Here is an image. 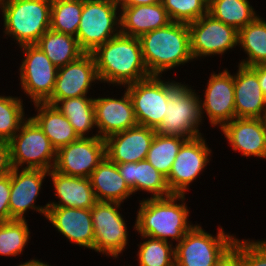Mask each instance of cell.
Wrapping results in <instances>:
<instances>
[{
  "label": "cell",
  "instance_id": "obj_1",
  "mask_svg": "<svg viewBox=\"0 0 266 266\" xmlns=\"http://www.w3.org/2000/svg\"><path fill=\"white\" fill-rule=\"evenodd\" d=\"M92 55L99 80L127 85L151 76L143 60L139 38L120 33Z\"/></svg>",
  "mask_w": 266,
  "mask_h": 266
},
{
  "label": "cell",
  "instance_id": "obj_2",
  "mask_svg": "<svg viewBox=\"0 0 266 266\" xmlns=\"http://www.w3.org/2000/svg\"><path fill=\"white\" fill-rule=\"evenodd\" d=\"M142 56L150 75H160L164 70L194 59L191 53L188 24L171 22L150 31L140 38Z\"/></svg>",
  "mask_w": 266,
  "mask_h": 266
},
{
  "label": "cell",
  "instance_id": "obj_3",
  "mask_svg": "<svg viewBox=\"0 0 266 266\" xmlns=\"http://www.w3.org/2000/svg\"><path fill=\"white\" fill-rule=\"evenodd\" d=\"M185 195H171L165 198H148L141 201L135 229L143 238L167 241L168 237L180 242L193 227L187 224L186 205L176 204L175 200L185 199Z\"/></svg>",
  "mask_w": 266,
  "mask_h": 266
},
{
  "label": "cell",
  "instance_id": "obj_4",
  "mask_svg": "<svg viewBox=\"0 0 266 266\" xmlns=\"http://www.w3.org/2000/svg\"><path fill=\"white\" fill-rule=\"evenodd\" d=\"M5 34L22 45L36 44L50 29L51 0H0Z\"/></svg>",
  "mask_w": 266,
  "mask_h": 266
},
{
  "label": "cell",
  "instance_id": "obj_5",
  "mask_svg": "<svg viewBox=\"0 0 266 266\" xmlns=\"http://www.w3.org/2000/svg\"><path fill=\"white\" fill-rule=\"evenodd\" d=\"M200 104L192 89L181 83L168 82L165 116L155 129L156 133L163 136H179L187 140L201 136L197 129L202 117Z\"/></svg>",
  "mask_w": 266,
  "mask_h": 266
},
{
  "label": "cell",
  "instance_id": "obj_6",
  "mask_svg": "<svg viewBox=\"0 0 266 266\" xmlns=\"http://www.w3.org/2000/svg\"><path fill=\"white\" fill-rule=\"evenodd\" d=\"M117 9L115 0H83L76 38L84 53L94 52L99 46L120 34V31L116 32L114 29L115 25L120 24V19L116 17Z\"/></svg>",
  "mask_w": 266,
  "mask_h": 266
},
{
  "label": "cell",
  "instance_id": "obj_7",
  "mask_svg": "<svg viewBox=\"0 0 266 266\" xmlns=\"http://www.w3.org/2000/svg\"><path fill=\"white\" fill-rule=\"evenodd\" d=\"M20 129V133H16L9 141L12 167L19 169V166L27 163L25 168L46 171L53 169L57 151L38 124L29 118L22 123Z\"/></svg>",
  "mask_w": 266,
  "mask_h": 266
},
{
  "label": "cell",
  "instance_id": "obj_8",
  "mask_svg": "<svg viewBox=\"0 0 266 266\" xmlns=\"http://www.w3.org/2000/svg\"><path fill=\"white\" fill-rule=\"evenodd\" d=\"M233 236L219 228L217 237L193 226L178 242L175 249V266H214L217 260L234 243Z\"/></svg>",
  "mask_w": 266,
  "mask_h": 266
},
{
  "label": "cell",
  "instance_id": "obj_9",
  "mask_svg": "<svg viewBox=\"0 0 266 266\" xmlns=\"http://www.w3.org/2000/svg\"><path fill=\"white\" fill-rule=\"evenodd\" d=\"M105 157V139L98 134L80 137L57 150L53 169L64 175L89 178Z\"/></svg>",
  "mask_w": 266,
  "mask_h": 266
},
{
  "label": "cell",
  "instance_id": "obj_10",
  "mask_svg": "<svg viewBox=\"0 0 266 266\" xmlns=\"http://www.w3.org/2000/svg\"><path fill=\"white\" fill-rule=\"evenodd\" d=\"M132 100L138 125L156 129L165 116L168 101V82L157 75L128 84L126 88Z\"/></svg>",
  "mask_w": 266,
  "mask_h": 266
},
{
  "label": "cell",
  "instance_id": "obj_11",
  "mask_svg": "<svg viewBox=\"0 0 266 266\" xmlns=\"http://www.w3.org/2000/svg\"><path fill=\"white\" fill-rule=\"evenodd\" d=\"M120 204L119 202L97 201L91 208L94 250L116 258L127 245L128 235L126 223L117 211Z\"/></svg>",
  "mask_w": 266,
  "mask_h": 266
},
{
  "label": "cell",
  "instance_id": "obj_12",
  "mask_svg": "<svg viewBox=\"0 0 266 266\" xmlns=\"http://www.w3.org/2000/svg\"><path fill=\"white\" fill-rule=\"evenodd\" d=\"M21 47L26 54L20 67L22 88L34 103L45 102L54 90L58 68L36 44Z\"/></svg>",
  "mask_w": 266,
  "mask_h": 266
},
{
  "label": "cell",
  "instance_id": "obj_13",
  "mask_svg": "<svg viewBox=\"0 0 266 266\" xmlns=\"http://www.w3.org/2000/svg\"><path fill=\"white\" fill-rule=\"evenodd\" d=\"M188 27L193 58L222 54L238 44V30L208 13L189 23Z\"/></svg>",
  "mask_w": 266,
  "mask_h": 266
},
{
  "label": "cell",
  "instance_id": "obj_14",
  "mask_svg": "<svg viewBox=\"0 0 266 266\" xmlns=\"http://www.w3.org/2000/svg\"><path fill=\"white\" fill-rule=\"evenodd\" d=\"M211 151L201 136L186 140L171 168L167 179L172 194L184 195L188 185L196 179L202 169L209 162Z\"/></svg>",
  "mask_w": 266,
  "mask_h": 266
},
{
  "label": "cell",
  "instance_id": "obj_15",
  "mask_svg": "<svg viewBox=\"0 0 266 266\" xmlns=\"http://www.w3.org/2000/svg\"><path fill=\"white\" fill-rule=\"evenodd\" d=\"M99 80L92 53L58 68L54 90L47 100H63L86 96L92 81Z\"/></svg>",
  "mask_w": 266,
  "mask_h": 266
},
{
  "label": "cell",
  "instance_id": "obj_16",
  "mask_svg": "<svg viewBox=\"0 0 266 266\" xmlns=\"http://www.w3.org/2000/svg\"><path fill=\"white\" fill-rule=\"evenodd\" d=\"M155 129L137 125L105 139L106 157L115 164L139 162L147 158Z\"/></svg>",
  "mask_w": 266,
  "mask_h": 266
},
{
  "label": "cell",
  "instance_id": "obj_17",
  "mask_svg": "<svg viewBox=\"0 0 266 266\" xmlns=\"http://www.w3.org/2000/svg\"><path fill=\"white\" fill-rule=\"evenodd\" d=\"M46 174L48 171L43 169L23 168L20 173L18 168L12 169L9 207L13 220H24L23 214L28 208L36 209L46 217L48 204L44 208L34 205Z\"/></svg>",
  "mask_w": 266,
  "mask_h": 266
},
{
  "label": "cell",
  "instance_id": "obj_18",
  "mask_svg": "<svg viewBox=\"0 0 266 266\" xmlns=\"http://www.w3.org/2000/svg\"><path fill=\"white\" fill-rule=\"evenodd\" d=\"M200 105L201 113L204 108L214 126L220 124L222 128L235 119L234 76L227 70L212 74L205 91V100Z\"/></svg>",
  "mask_w": 266,
  "mask_h": 266
},
{
  "label": "cell",
  "instance_id": "obj_19",
  "mask_svg": "<svg viewBox=\"0 0 266 266\" xmlns=\"http://www.w3.org/2000/svg\"><path fill=\"white\" fill-rule=\"evenodd\" d=\"M94 115L95 126L100 129L98 135L102 139L138 125L132 100L127 90L121 99H94Z\"/></svg>",
  "mask_w": 266,
  "mask_h": 266
},
{
  "label": "cell",
  "instance_id": "obj_20",
  "mask_svg": "<svg viewBox=\"0 0 266 266\" xmlns=\"http://www.w3.org/2000/svg\"><path fill=\"white\" fill-rule=\"evenodd\" d=\"M46 218L71 242L94 250L91 209L48 207Z\"/></svg>",
  "mask_w": 266,
  "mask_h": 266
},
{
  "label": "cell",
  "instance_id": "obj_21",
  "mask_svg": "<svg viewBox=\"0 0 266 266\" xmlns=\"http://www.w3.org/2000/svg\"><path fill=\"white\" fill-rule=\"evenodd\" d=\"M221 130L232 145L244 156L266 158V130L263 118H235Z\"/></svg>",
  "mask_w": 266,
  "mask_h": 266
},
{
  "label": "cell",
  "instance_id": "obj_22",
  "mask_svg": "<svg viewBox=\"0 0 266 266\" xmlns=\"http://www.w3.org/2000/svg\"><path fill=\"white\" fill-rule=\"evenodd\" d=\"M234 99L236 118L266 116V98L257 74L250 67L239 65L237 75L234 76Z\"/></svg>",
  "mask_w": 266,
  "mask_h": 266
},
{
  "label": "cell",
  "instance_id": "obj_23",
  "mask_svg": "<svg viewBox=\"0 0 266 266\" xmlns=\"http://www.w3.org/2000/svg\"><path fill=\"white\" fill-rule=\"evenodd\" d=\"M119 16L120 33L136 38L172 22L162 3L122 8Z\"/></svg>",
  "mask_w": 266,
  "mask_h": 266
},
{
  "label": "cell",
  "instance_id": "obj_24",
  "mask_svg": "<svg viewBox=\"0 0 266 266\" xmlns=\"http://www.w3.org/2000/svg\"><path fill=\"white\" fill-rule=\"evenodd\" d=\"M55 187L59 203H48V207H71L91 209L97 202L89 178L61 174L54 169L48 171Z\"/></svg>",
  "mask_w": 266,
  "mask_h": 266
},
{
  "label": "cell",
  "instance_id": "obj_25",
  "mask_svg": "<svg viewBox=\"0 0 266 266\" xmlns=\"http://www.w3.org/2000/svg\"><path fill=\"white\" fill-rule=\"evenodd\" d=\"M120 175L128 187L135 192L139 189L153 193L152 198H165L173 195L167 179L146 159L139 162L116 164ZM165 195V196H164Z\"/></svg>",
  "mask_w": 266,
  "mask_h": 266
},
{
  "label": "cell",
  "instance_id": "obj_26",
  "mask_svg": "<svg viewBox=\"0 0 266 266\" xmlns=\"http://www.w3.org/2000/svg\"><path fill=\"white\" fill-rule=\"evenodd\" d=\"M97 201L123 202L133 192L120 175L117 165L107 157L89 176Z\"/></svg>",
  "mask_w": 266,
  "mask_h": 266
},
{
  "label": "cell",
  "instance_id": "obj_27",
  "mask_svg": "<svg viewBox=\"0 0 266 266\" xmlns=\"http://www.w3.org/2000/svg\"><path fill=\"white\" fill-rule=\"evenodd\" d=\"M35 105L39 113L31 118L42 129L56 151L80 138L68 119L54 105L45 102H37Z\"/></svg>",
  "mask_w": 266,
  "mask_h": 266
},
{
  "label": "cell",
  "instance_id": "obj_28",
  "mask_svg": "<svg viewBox=\"0 0 266 266\" xmlns=\"http://www.w3.org/2000/svg\"><path fill=\"white\" fill-rule=\"evenodd\" d=\"M50 61L57 67H63L84 54L75 36L55 32L49 29L36 43Z\"/></svg>",
  "mask_w": 266,
  "mask_h": 266
},
{
  "label": "cell",
  "instance_id": "obj_29",
  "mask_svg": "<svg viewBox=\"0 0 266 266\" xmlns=\"http://www.w3.org/2000/svg\"><path fill=\"white\" fill-rule=\"evenodd\" d=\"M45 103L54 105L68 119L79 137H85L84 134L96 125L94 99L81 96L63 100H46Z\"/></svg>",
  "mask_w": 266,
  "mask_h": 266
},
{
  "label": "cell",
  "instance_id": "obj_30",
  "mask_svg": "<svg viewBox=\"0 0 266 266\" xmlns=\"http://www.w3.org/2000/svg\"><path fill=\"white\" fill-rule=\"evenodd\" d=\"M241 44L248 55L247 61L239 65L252 67L266 64V22L257 17L238 31V44Z\"/></svg>",
  "mask_w": 266,
  "mask_h": 266
},
{
  "label": "cell",
  "instance_id": "obj_31",
  "mask_svg": "<svg viewBox=\"0 0 266 266\" xmlns=\"http://www.w3.org/2000/svg\"><path fill=\"white\" fill-rule=\"evenodd\" d=\"M208 14L238 31L257 18L247 0H208Z\"/></svg>",
  "mask_w": 266,
  "mask_h": 266
},
{
  "label": "cell",
  "instance_id": "obj_32",
  "mask_svg": "<svg viewBox=\"0 0 266 266\" xmlns=\"http://www.w3.org/2000/svg\"><path fill=\"white\" fill-rule=\"evenodd\" d=\"M186 140L179 136H163L156 133L146 160L167 178L173 162Z\"/></svg>",
  "mask_w": 266,
  "mask_h": 266
},
{
  "label": "cell",
  "instance_id": "obj_33",
  "mask_svg": "<svg viewBox=\"0 0 266 266\" xmlns=\"http://www.w3.org/2000/svg\"><path fill=\"white\" fill-rule=\"evenodd\" d=\"M83 10V0H51L50 29L77 35Z\"/></svg>",
  "mask_w": 266,
  "mask_h": 266
},
{
  "label": "cell",
  "instance_id": "obj_34",
  "mask_svg": "<svg viewBox=\"0 0 266 266\" xmlns=\"http://www.w3.org/2000/svg\"><path fill=\"white\" fill-rule=\"evenodd\" d=\"M29 239V229L24 220L0 222V255L16 256L22 253Z\"/></svg>",
  "mask_w": 266,
  "mask_h": 266
},
{
  "label": "cell",
  "instance_id": "obj_35",
  "mask_svg": "<svg viewBox=\"0 0 266 266\" xmlns=\"http://www.w3.org/2000/svg\"><path fill=\"white\" fill-rule=\"evenodd\" d=\"M22 105L21 99L0 96V140L9 142L20 130L24 123Z\"/></svg>",
  "mask_w": 266,
  "mask_h": 266
},
{
  "label": "cell",
  "instance_id": "obj_36",
  "mask_svg": "<svg viewBox=\"0 0 266 266\" xmlns=\"http://www.w3.org/2000/svg\"><path fill=\"white\" fill-rule=\"evenodd\" d=\"M140 244L138 252L140 266H175V249L168 241L153 239Z\"/></svg>",
  "mask_w": 266,
  "mask_h": 266
},
{
  "label": "cell",
  "instance_id": "obj_37",
  "mask_svg": "<svg viewBox=\"0 0 266 266\" xmlns=\"http://www.w3.org/2000/svg\"><path fill=\"white\" fill-rule=\"evenodd\" d=\"M171 21L189 24L208 13V0H162Z\"/></svg>",
  "mask_w": 266,
  "mask_h": 266
},
{
  "label": "cell",
  "instance_id": "obj_38",
  "mask_svg": "<svg viewBox=\"0 0 266 266\" xmlns=\"http://www.w3.org/2000/svg\"><path fill=\"white\" fill-rule=\"evenodd\" d=\"M241 266H266V241H242Z\"/></svg>",
  "mask_w": 266,
  "mask_h": 266
},
{
  "label": "cell",
  "instance_id": "obj_39",
  "mask_svg": "<svg viewBox=\"0 0 266 266\" xmlns=\"http://www.w3.org/2000/svg\"><path fill=\"white\" fill-rule=\"evenodd\" d=\"M11 173L0 177V222L12 221L10 215Z\"/></svg>",
  "mask_w": 266,
  "mask_h": 266
},
{
  "label": "cell",
  "instance_id": "obj_40",
  "mask_svg": "<svg viewBox=\"0 0 266 266\" xmlns=\"http://www.w3.org/2000/svg\"><path fill=\"white\" fill-rule=\"evenodd\" d=\"M214 266H241V241L235 239L233 245L223 253Z\"/></svg>",
  "mask_w": 266,
  "mask_h": 266
},
{
  "label": "cell",
  "instance_id": "obj_41",
  "mask_svg": "<svg viewBox=\"0 0 266 266\" xmlns=\"http://www.w3.org/2000/svg\"><path fill=\"white\" fill-rule=\"evenodd\" d=\"M12 169L10 144L0 140V177L10 174Z\"/></svg>",
  "mask_w": 266,
  "mask_h": 266
},
{
  "label": "cell",
  "instance_id": "obj_42",
  "mask_svg": "<svg viewBox=\"0 0 266 266\" xmlns=\"http://www.w3.org/2000/svg\"><path fill=\"white\" fill-rule=\"evenodd\" d=\"M250 68L257 74L259 85L266 98V64L256 65Z\"/></svg>",
  "mask_w": 266,
  "mask_h": 266
},
{
  "label": "cell",
  "instance_id": "obj_43",
  "mask_svg": "<svg viewBox=\"0 0 266 266\" xmlns=\"http://www.w3.org/2000/svg\"><path fill=\"white\" fill-rule=\"evenodd\" d=\"M162 0H115L117 6L121 4L122 8H128L132 6H139V5H151L161 3Z\"/></svg>",
  "mask_w": 266,
  "mask_h": 266
},
{
  "label": "cell",
  "instance_id": "obj_44",
  "mask_svg": "<svg viewBox=\"0 0 266 266\" xmlns=\"http://www.w3.org/2000/svg\"><path fill=\"white\" fill-rule=\"evenodd\" d=\"M31 266H49V265L40 262L39 260H31Z\"/></svg>",
  "mask_w": 266,
  "mask_h": 266
},
{
  "label": "cell",
  "instance_id": "obj_45",
  "mask_svg": "<svg viewBox=\"0 0 266 266\" xmlns=\"http://www.w3.org/2000/svg\"><path fill=\"white\" fill-rule=\"evenodd\" d=\"M19 266H31V261L25 262L23 264H20Z\"/></svg>",
  "mask_w": 266,
  "mask_h": 266
},
{
  "label": "cell",
  "instance_id": "obj_46",
  "mask_svg": "<svg viewBox=\"0 0 266 266\" xmlns=\"http://www.w3.org/2000/svg\"><path fill=\"white\" fill-rule=\"evenodd\" d=\"M264 125H265V130H266V116L263 118Z\"/></svg>",
  "mask_w": 266,
  "mask_h": 266
}]
</instances>
